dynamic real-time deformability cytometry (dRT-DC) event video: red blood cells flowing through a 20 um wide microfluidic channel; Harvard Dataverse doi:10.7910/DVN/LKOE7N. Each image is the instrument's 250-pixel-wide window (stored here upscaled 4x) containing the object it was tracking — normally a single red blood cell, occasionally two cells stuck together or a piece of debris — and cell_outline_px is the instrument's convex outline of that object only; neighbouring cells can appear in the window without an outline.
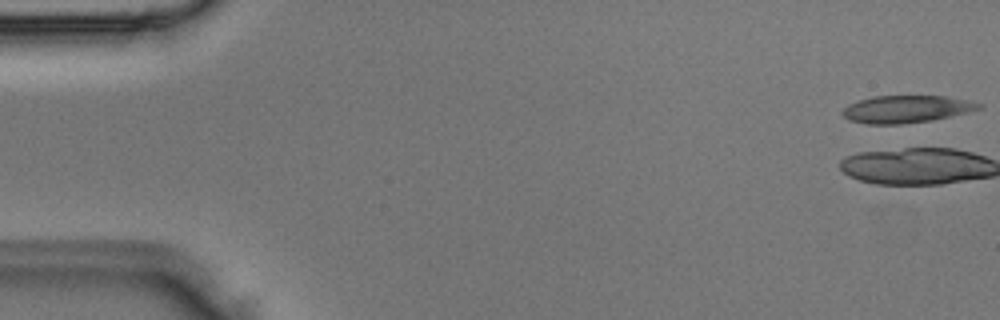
{"species": "Egyptian fruit bat (a non-hibernating species)", "species_latin": "Rousettus aegyptiacus", "temperature_condition": "room temperature", "stored_images_in_passage": 6, "camera_frame_rate_fps": 3000, "um_per_image_px": 0.085, "animal": {"sex": "male"}, "frame": {"image": 1, "passage_image": 1, "time_ms": 0.0, "image_size_px": [1000, 320], "cell_outline_px": [[984, 108], [968, 112], [932, 120], [900, 124], [868, 124], [848, 120], [840, 112], [848, 104], [872, 96], [944, 96], [968, 100], [984, 104]], "centroid_in_image_um": [77.05, 9.27], "position_along_channel_um": 8.0, "area_um2": 21.79}}